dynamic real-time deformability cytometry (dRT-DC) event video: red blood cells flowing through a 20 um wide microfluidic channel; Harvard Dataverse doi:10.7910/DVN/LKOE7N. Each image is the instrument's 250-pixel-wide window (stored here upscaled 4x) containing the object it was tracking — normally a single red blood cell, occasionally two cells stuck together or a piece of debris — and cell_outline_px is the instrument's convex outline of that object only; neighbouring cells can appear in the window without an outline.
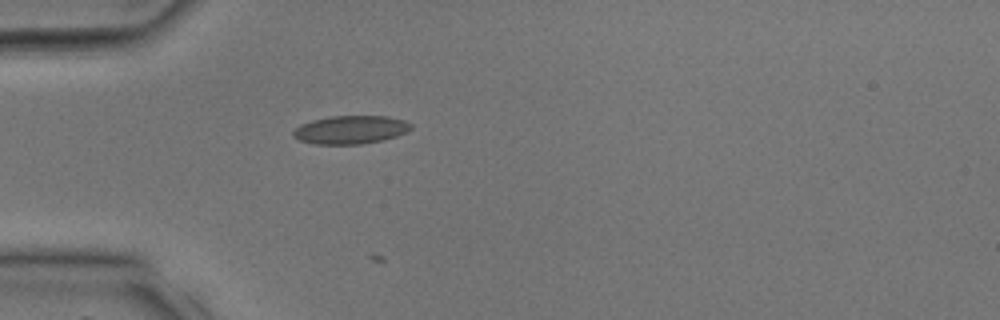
{"species": "common noctule bat (a hibernating species)", "species_latin": "Nyctalus noctula", "temperature_condition": "room temperature", "stored_images_in_passage": 4, "camera_frame_rate_fps": 3000, "um_per_image_px": 0.085, "animal": {"sex": "male", "body_mass_g": 17.9, "forearm_length_mm": 54.2}, "frame": {"image": 1, "passage_image": 1, "time_ms": 0.0, "image_size_px": [1000, 320], "cell_outline_px": [[412, 128], [396, 136], [384, 140], [360, 144], [316, 144], [300, 140], [292, 136], [292, 132], [300, 124], [312, 120], [332, 116], [388, 116], [404, 120], [412, 124]], "centroid_in_image_um": [29.79, 11.02], "position_along_channel_um": 55.2, "area_um2": 19.36}}